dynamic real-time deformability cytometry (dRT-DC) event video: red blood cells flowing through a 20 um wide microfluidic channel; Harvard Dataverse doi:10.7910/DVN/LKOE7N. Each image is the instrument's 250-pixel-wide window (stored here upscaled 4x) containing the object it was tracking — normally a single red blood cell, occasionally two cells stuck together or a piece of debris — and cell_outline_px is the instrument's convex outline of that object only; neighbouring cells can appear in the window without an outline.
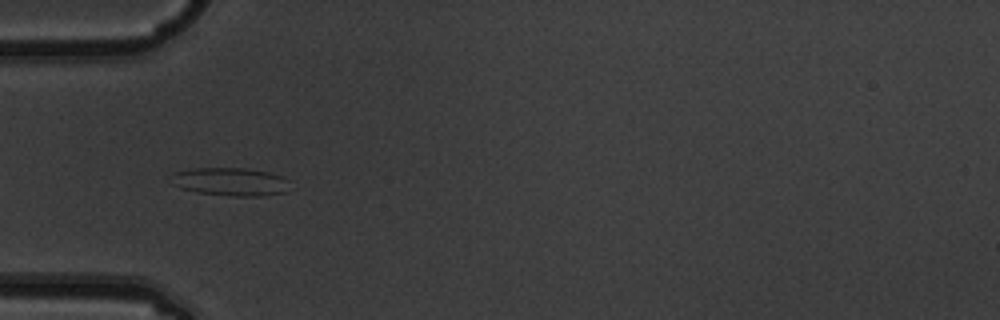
{"species": "common noctule bat (a hibernating species)", "species_latin": "Nyctalus noctula", "temperature_condition": "warm", "stored_images_in_passage": 5, "camera_frame_rate_fps": 3000, "um_per_image_px": 0.085, "animal": {"sex": "male", "body_mass_g": 19.5, "forearm_length_mm": 54.6}, "frame": {"image": 1, "passage_image": 4, "time_ms": 1.0, "image_size_px": [1000, 320], "cell_outline_px": [[288, 192], [264, 196], [232, 196], [196, 192], [180, 188], [172, 184], [172, 172], [192, 168], [244, 168], [268, 172], [284, 176], [288, 180]], "centroid_in_image_um": [19.6, 15.45], "position_along_channel_um": 65.4, "area_um2": 19.71}}
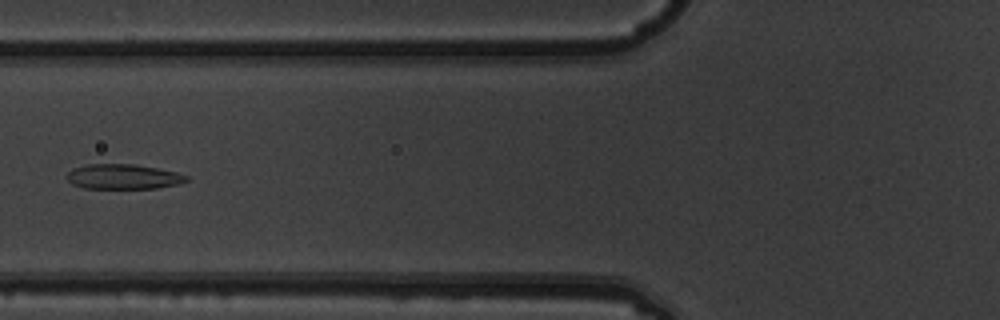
{"frame": {"image": 2, "passage_image": 5, "time_ms": 1.333, "image_size_px": [1000, 320], "cell_outline_px": [[188, 180], [180, 184], [156, 188], [84, 188], [72, 184], [68, 180], [68, 172], [72, 168], [88, 164], [136, 164], [176, 172], [188, 176]], "centroid_in_image_um": [10.48, 15.01], "position_along_channel_um": 115.3, "area_um2": 17.34}}